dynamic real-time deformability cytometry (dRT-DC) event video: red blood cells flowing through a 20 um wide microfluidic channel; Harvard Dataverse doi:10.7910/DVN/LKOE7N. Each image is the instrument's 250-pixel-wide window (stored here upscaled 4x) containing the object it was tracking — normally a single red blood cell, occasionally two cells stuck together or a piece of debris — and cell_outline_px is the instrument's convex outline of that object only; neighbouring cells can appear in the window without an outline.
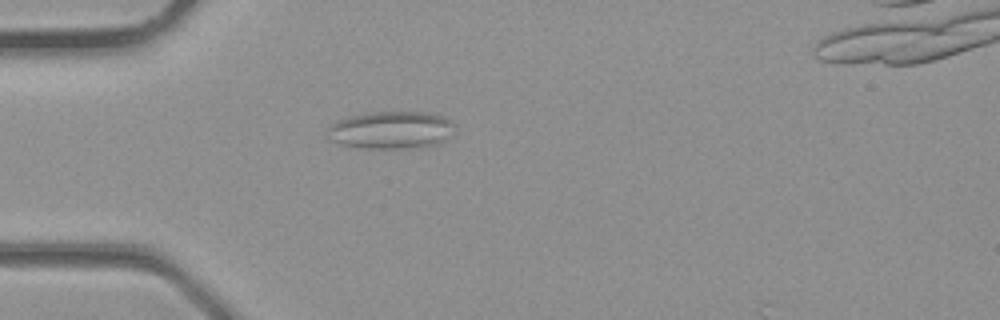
{"species": "common noctule bat (a hibernating species)", "species_latin": "Nyctalus noctula", "temperature_condition": "room temperature", "stored_images_in_passage": 3, "camera_frame_rate_fps": 3000, "um_per_image_px": 0.085, "animal": {"sex": "male", "body_mass_g": 23.1, "forearm_length_mm": 52.7}, "frame": {"image": 1, "passage_image": 3, "time_ms": 0.667, "image_size_px": [1000, 320], "cell_outline_px": [[456, 124], [444, 140], [440, 144], [416, 148], [368, 148], [340, 144], [332, 140], [328, 128], [332, 124], [340, 120], [352, 116], [372, 112], [428, 112], [444, 116], [452, 120]], "centroid_in_image_um": [33.32, 11.05], "position_along_channel_um": 51.7, "area_um2": 27.57}}